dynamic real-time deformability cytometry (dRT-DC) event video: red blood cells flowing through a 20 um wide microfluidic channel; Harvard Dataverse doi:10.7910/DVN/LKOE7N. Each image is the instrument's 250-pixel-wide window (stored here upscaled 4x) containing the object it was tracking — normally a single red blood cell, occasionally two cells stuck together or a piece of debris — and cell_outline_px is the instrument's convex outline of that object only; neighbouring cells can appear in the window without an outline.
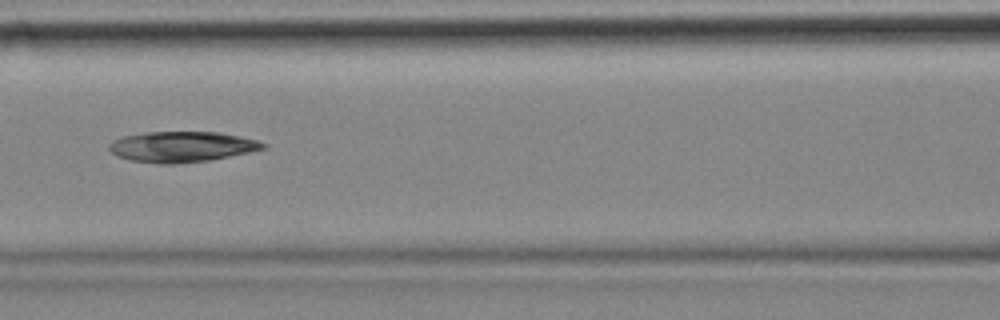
{"species": "common noctule bat (a hibernating species)", "species_latin": "Nyctalus noctula", "temperature_condition": "cold", "stored_images_in_passage": 12, "camera_frame_rate_fps": 3000, "um_per_image_px": 0.085, "animal": {"sex": "female", "body_mass_g": 18.4}, "frame": {"image": 1, "passage_image": 4, "time_ms": 1.0, "image_size_px": [1000, 320], "cell_outline_px": [[268, 148], [208, 160], [172, 164], [160, 164], [132, 160], [116, 156], [108, 148], [108, 144], [112, 140], [124, 136], [148, 132], [220, 132], [240, 136], [256, 140], [268, 144]], "centroid_in_image_um": [15.45, 12.47], "position_along_channel_um": 151.2, "area_um2": 27.34}}
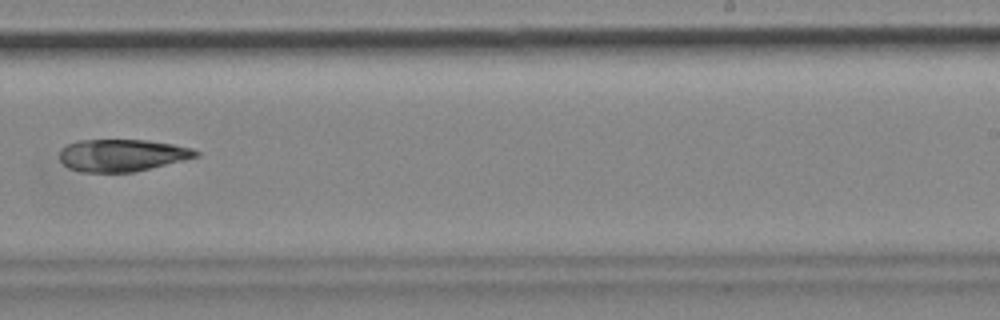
{"frame": {"image": 2, "passage_image": 7, "time_ms": 2.0, "image_size_px": [1000, 320], "cell_outline_px": [[200, 156], [184, 160], [132, 172], [80, 172], [68, 168], [60, 160], [60, 148], [76, 140], [148, 140], [172, 144], [192, 148], [200, 152]], "centroid_in_image_um": [10.36, 13.19], "position_along_channel_um": 278.6, "area_um2": 25.61}}